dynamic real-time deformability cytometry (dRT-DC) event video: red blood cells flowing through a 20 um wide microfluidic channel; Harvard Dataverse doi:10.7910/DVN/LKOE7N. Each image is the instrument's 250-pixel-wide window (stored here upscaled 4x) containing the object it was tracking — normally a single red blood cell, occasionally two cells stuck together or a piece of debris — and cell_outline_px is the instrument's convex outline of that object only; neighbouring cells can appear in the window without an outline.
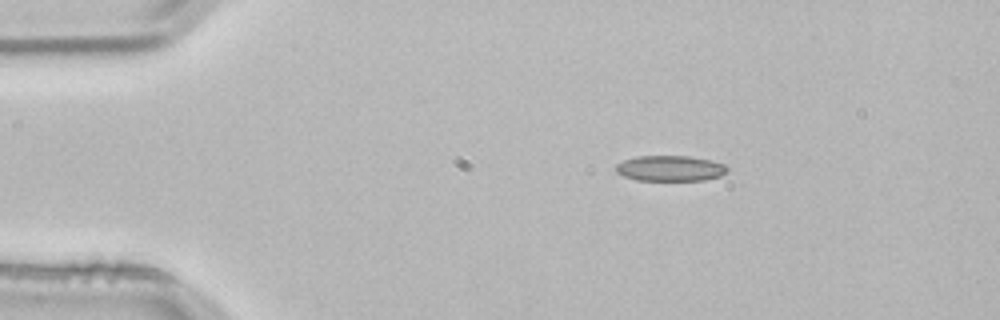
{"species": "common noctule bat (a hibernating species)", "species_latin": "Nyctalus noctula", "temperature_condition": "room temperature", "stored_images_in_passage": 3, "camera_frame_rate_fps": 3000, "um_per_image_px": 0.085, "animal": {"sex": "male", "body_mass_g": 21.5, "forearm_length_mm": 52.0}, "frame": {"image": 1, "passage_image": 2, "time_ms": 0.333, "image_size_px": [1000, 320], "cell_outline_px": [[728, 168], [720, 176], [704, 180], [636, 180], [624, 176], [616, 172], [616, 164], [624, 160], [636, 156], [688, 156], [712, 160], [724, 164]], "centroid_in_image_um": [56.95, 14.3], "position_along_channel_um": 28.1, "area_um2": 16.53}}